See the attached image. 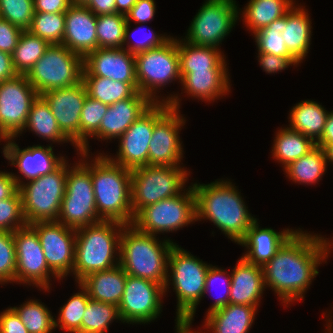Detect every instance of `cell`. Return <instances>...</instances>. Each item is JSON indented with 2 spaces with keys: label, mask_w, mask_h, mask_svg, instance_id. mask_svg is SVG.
<instances>
[{
  "label": "cell",
  "mask_w": 333,
  "mask_h": 333,
  "mask_svg": "<svg viewBox=\"0 0 333 333\" xmlns=\"http://www.w3.org/2000/svg\"><path fill=\"white\" fill-rule=\"evenodd\" d=\"M304 232L297 229L262 266L265 288L270 287L285 306L303 300L325 262L320 235Z\"/></svg>",
  "instance_id": "cell-1"
},
{
  "label": "cell",
  "mask_w": 333,
  "mask_h": 333,
  "mask_svg": "<svg viewBox=\"0 0 333 333\" xmlns=\"http://www.w3.org/2000/svg\"><path fill=\"white\" fill-rule=\"evenodd\" d=\"M192 186L196 221L205 219L213 222L228 239L239 244L257 219L248 211L238 188L224 179L210 184L193 183Z\"/></svg>",
  "instance_id": "cell-2"
},
{
  "label": "cell",
  "mask_w": 333,
  "mask_h": 333,
  "mask_svg": "<svg viewBox=\"0 0 333 333\" xmlns=\"http://www.w3.org/2000/svg\"><path fill=\"white\" fill-rule=\"evenodd\" d=\"M157 238L138 230L133 224L124 225L120 237L119 265L128 275L165 286L169 253L176 243L168 238L163 242Z\"/></svg>",
  "instance_id": "cell-3"
},
{
  "label": "cell",
  "mask_w": 333,
  "mask_h": 333,
  "mask_svg": "<svg viewBox=\"0 0 333 333\" xmlns=\"http://www.w3.org/2000/svg\"><path fill=\"white\" fill-rule=\"evenodd\" d=\"M97 155L89 162L98 216L102 220L132 224V170L113 163L105 153Z\"/></svg>",
  "instance_id": "cell-4"
},
{
  "label": "cell",
  "mask_w": 333,
  "mask_h": 333,
  "mask_svg": "<svg viewBox=\"0 0 333 333\" xmlns=\"http://www.w3.org/2000/svg\"><path fill=\"white\" fill-rule=\"evenodd\" d=\"M124 225L117 221L102 220L76 229L72 274L77 283L90 273L119 265L120 237Z\"/></svg>",
  "instance_id": "cell-5"
},
{
  "label": "cell",
  "mask_w": 333,
  "mask_h": 333,
  "mask_svg": "<svg viewBox=\"0 0 333 333\" xmlns=\"http://www.w3.org/2000/svg\"><path fill=\"white\" fill-rule=\"evenodd\" d=\"M209 266L210 264L193 256L177 244L171 249L164 293L166 294L170 284L174 286L177 297L176 319L193 321L197 305L202 297H205L206 273Z\"/></svg>",
  "instance_id": "cell-6"
},
{
  "label": "cell",
  "mask_w": 333,
  "mask_h": 333,
  "mask_svg": "<svg viewBox=\"0 0 333 333\" xmlns=\"http://www.w3.org/2000/svg\"><path fill=\"white\" fill-rule=\"evenodd\" d=\"M68 160L55 170L37 178L21 181L13 173L22 198V210L27 225L34 222L57 221L66 191ZM29 181V182H28Z\"/></svg>",
  "instance_id": "cell-7"
},
{
  "label": "cell",
  "mask_w": 333,
  "mask_h": 333,
  "mask_svg": "<svg viewBox=\"0 0 333 333\" xmlns=\"http://www.w3.org/2000/svg\"><path fill=\"white\" fill-rule=\"evenodd\" d=\"M79 155L82 157L81 161L71 167L68 164L66 191L57 220V222L73 229L102 221L96 209L88 161L91 156L81 151H79Z\"/></svg>",
  "instance_id": "cell-8"
},
{
  "label": "cell",
  "mask_w": 333,
  "mask_h": 333,
  "mask_svg": "<svg viewBox=\"0 0 333 333\" xmlns=\"http://www.w3.org/2000/svg\"><path fill=\"white\" fill-rule=\"evenodd\" d=\"M175 95L163 97L155 103V125L148 152L149 166L181 165L183 148L179 130L186 120L179 112L181 99Z\"/></svg>",
  "instance_id": "cell-9"
},
{
  "label": "cell",
  "mask_w": 333,
  "mask_h": 333,
  "mask_svg": "<svg viewBox=\"0 0 333 333\" xmlns=\"http://www.w3.org/2000/svg\"><path fill=\"white\" fill-rule=\"evenodd\" d=\"M183 166H142L132 169L131 205L133 216L142 208L184 191L189 172Z\"/></svg>",
  "instance_id": "cell-10"
},
{
  "label": "cell",
  "mask_w": 333,
  "mask_h": 333,
  "mask_svg": "<svg viewBox=\"0 0 333 333\" xmlns=\"http://www.w3.org/2000/svg\"><path fill=\"white\" fill-rule=\"evenodd\" d=\"M135 68L138 92L153 103L160 102L156 93L160 87L176 80L181 83L177 37L171 36L162 46L135 54Z\"/></svg>",
  "instance_id": "cell-11"
},
{
  "label": "cell",
  "mask_w": 333,
  "mask_h": 333,
  "mask_svg": "<svg viewBox=\"0 0 333 333\" xmlns=\"http://www.w3.org/2000/svg\"><path fill=\"white\" fill-rule=\"evenodd\" d=\"M83 57L66 46L50 45L26 74L39 95L49 90L76 85L82 81Z\"/></svg>",
  "instance_id": "cell-12"
},
{
  "label": "cell",
  "mask_w": 333,
  "mask_h": 333,
  "mask_svg": "<svg viewBox=\"0 0 333 333\" xmlns=\"http://www.w3.org/2000/svg\"><path fill=\"white\" fill-rule=\"evenodd\" d=\"M186 189L177 196L142 208L134 216L132 224L142 232L157 236L156 234L177 231L196 222V200L193 186Z\"/></svg>",
  "instance_id": "cell-13"
},
{
  "label": "cell",
  "mask_w": 333,
  "mask_h": 333,
  "mask_svg": "<svg viewBox=\"0 0 333 333\" xmlns=\"http://www.w3.org/2000/svg\"><path fill=\"white\" fill-rule=\"evenodd\" d=\"M236 1L206 0L187 30L184 41L198 46L219 48L239 20Z\"/></svg>",
  "instance_id": "cell-14"
},
{
  "label": "cell",
  "mask_w": 333,
  "mask_h": 333,
  "mask_svg": "<svg viewBox=\"0 0 333 333\" xmlns=\"http://www.w3.org/2000/svg\"><path fill=\"white\" fill-rule=\"evenodd\" d=\"M38 95L26 75L18 74L0 82V142L24 132L32 103Z\"/></svg>",
  "instance_id": "cell-15"
},
{
  "label": "cell",
  "mask_w": 333,
  "mask_h": 333,
  "mask_svg": "<svg viewBox=\"0 0 333 333\" xmlns=\"http://www.w3.org/2000/svg\"><path fill=\"white\" fill-rule=\"evenodd\" d=\"M13 238L16 249L15 282L30 286L33 284L49 292L51 276L58 280L60 278L48 267L36 231L26 225L15 230Z\"/></svg>",
  "instance_id": "cell-16"
},
{
  "label": "cell",
  "mask_w": 333,
  "mask_h": 333,
  "mask_svg": "<svg viewBox=\"0 0 333 333\" xmlns=\"http://www.w3.org/2000/svg\"><path fill=\"white\" fill-rule=\"evenodd\" d=\"M164 286L127 274L125 289L118 305L123 323L147 324L162 312Z\"/></svg>",
  "instance_id": "cell-17"
},
{
  "label": "cell",
  "mask_w": 333,
  "mask_h": 333,
  "mask_svg": "<svg viewBox=\"0 0 333 333\" xmlns=\"http://www.w3.org/2000/svg\"><path fill=\"white\" fill-rule=\"evenodd\" d=\"M48 267L62 280L73 272L76 229L57 221L34 222ZM62 278V279H61Z\"/></svg>",
  "instance_id": "cell-18"
},
{
  "label": "cell",
  "mask_w": 333,
  "mask_h": 333,
  "mask_svg": "<svg viewBox=\"0 0 333 333\" xmlns=\"http://www.w3.org/2000/svg\"><path fill=\"white\" fill-rule=\"evenodd\" d=\"M41 96L48 103L61 132L79 151L80 117L84 101L88 96L83 81L71 87L49 90Z\"/></svg>",
  "instance_id": "cell-19"
},
{
  "label": "cell",
  "mask_w": 333,
  "mask_h": 333,
  "mask_svg": "<svg viewBox=\"0 0 333 333\" xmlns=\"http://www.w3.org/2000/svg\"><path fill=\"white\" fill-rule=\"evenodd\" d=\"M155 125L153 103L119 138L115 158L105 155L110 161L128 169L148 165L149 143Z\"/></svg>",
  "instance_id": "cell-20"
},
{
  "label": "cell",
  "mask_w": 333,
  "mask_h": 333,
  "mask_svg": "<svg viewBox=\"0 0 333 333\" xmlns=\"http://www.w3.org/2000/svg\"><path fill=\"white\" fill-rule=\"evenodd\" d=\"M82 76L137 83L135 55L124 48H97L83 58Z\"/></svg>",
  "instance_id": "cell-21"
},
{
  "label": "cell",
  "mask_w": 333,
  "mask_h": 333,
  "mask_svg": "<svg viewBox=\"0 0 333 333\" xmlns=\"http://www.w3.org/2000/svg\"><path fill=\"white\" fill-rule=\"evenodd\" d=\"M14 138H7L3 146L4 157L11 166L18 168L23 178L31 180L55 170L64 160V156H56L52 144L48 146L33 145L20 149Z\"/></svg>",
  "instance_id": "cell-22"
},
{
  "label": "cell",
  "mask_w": 333,
  "mask_h": 333,
  "mask_svg": "<svg viewBox=\"0 0 333 333\" xmlns=\"http://www.w3.org/2000/svg\"><path fill=\"white\" fill-rule=\"evenodd\" d=\"M97 16L84 4H72L65 12L62 45L83 58L97 49Z\"/></svg>",
  "instance_id": "cell-23"
},
{
  "label": "cell",
  "mask_w": 333,
  "mask_h": 333,
  "mask_svg": "<svg viewBox=\"0 0 333 333\" xmlns=\"http://www.w3.org/2000/svg\"><path fill=\"white\" fill-rule=\"evenodd\" d=\"M152 104L146 95L137 92L131 98L110 105L92 138L118 139Z\"/></svg>",
  "instance_id": "cell-24"
},
{
  "label": "cell",
  "mask_w": 333,
  "mask_h": 333,
  "mask_svg": "<svg viewBox=\"0 0 333 333\" xmlns=\"http://www.w3.org/2000/svg\"><path fill=\"white\" fill-rule=\"evenodd\" d=\"M264 290L262 266L250 263L241 256L232 269L229 303L258 308Z\"/></svg>",
  "instance_id": "cell-25"
},
{
  "label": "cell",
  "mask_w": 333,
  "mask_h": 333,
  "mask_svg": "<svg viewBox=\"0 0 333 333\" xmlns=\"http://www.w3.org/2000/svg\"><path fill=\"white\" fill-rule=\"evenodd\" d=\"M259 226L258 220H256L239 245L247 249V252L242 255L246 261L263 266L296 230L285 228L281 232H276L272 228H260Z\"/></svg>",
  "instance_id": "cell-26"
},
{
  "label": "cell",
  "mask_w": 333,
  "mask_h": 333,
  "mask_svg": "<svg viewBox=\"0 0 333 333\" xmlns=\"http://www.w3.org/2000/svg\"><path fill=\"white\" fill-rule=\"evenodd\" d=\"M308 10L294 5L281 17V34L288 51L301 63L307 56L311 44L312 26Z\"/></svg>",
  "instance_id": "cell-27"
},
{
  "label": "cell",
  "mask_w": 333,
  "mask_h": 333,
  "mask_svg": "<svg viewBox=\"0 0 333 333\" xmlns=\"http://www.w3.org/2000/svg\"><path fill=\"white\" fill-rule=\"evenodd\" d=\"M127 274L117 265L108 270L88 274L78 283L87 291L89 298L119 305L125 289Z\"/></svg>",
  "instance_id": "cell-28"
},
{
  "label": "cell",
  "mask_w": 333,
  "mask_h": 333,
  "mask_svg": "<svg viewBox=\"0 0 333 333\" xmlns=\"http://www.w3.org/2000/svg\"><path fill=\"white\" fill-rule=\"evenodd\" d=\"M181 80L192 71H228L226 57L219 48L198 46L177 39Z\"/></svg>",
  "instance_id": "cell-29"
},
{
  "label": "cell",
  "mask_w": 333,
  "mask_h": 333,
  "mask_svg": "<svg viewBox=\"0 0 333 333\" xmlns=\"http://www.w3.org/2000/svg\"><path fill=\"white\" fill-rule=\"evenodd\" d=\"M228 71H192L182 80V89L188 96L210 102L230 91Z\"/></svg>",
  "instance_id": "cell-30"
},
{
  "label": "cell",
  "mask_w": 333,
  "mask_h": 333,
  "mask_svg": "<svg viewBox=\"0 0 333 333\" xmlns=\"http://www.w3.org/2000/svg\"><path fill=\"white\" fill-rule=\"evenodd\" d=\"M257 311L254 306L229 303L206 315L204 326L212 333H248Z\"/></svg>",
  "instance_id": "cell-31"
},
{
  "label": "cell",
  "mask_w": 333,
  "mask_h": 333,
  "mask_svg": "<svg viewBox=\"0 0 333 333\" xmlns=\"http://www.w3.org/2000/svg\"><path fill=\"white\" fill-rule=\"evenodd\" d=\"M329 112L313 100L301 101L290 110L289 128L312 139L321 138Z\"/></svg>",
  "instance_id": "cell-32"
},
{
  "label": "cell",
  "mask_w": 333,
  "mask_h": 333,
  "mask_svg": "<svg viewBox=\"0 0 333 333\" xmlns=\"http://www.w3.org/2000/svg\"><path fill=\"white\" fill-rule=\"evenodd\" d=\"M295 0H250L241 11L243 21L254 34L274 20L285 16L296 4Z\"/></svg>",
  "instance_id": "cell-33"
},
{
  "label": "cell",
  "mask_w": 333,
  "mask_h": 333,
  "mask_svg": "<svg viewBox=\"0 0 333 333\" xmlns=\"http://www.w3.org/2000/svg\"><path fill=\"white\" fill-rule=\"evenodd\" d=\"M273 143L272 156L283 165V169L316 147L312 139L289 127L278 130Z\"/></svg>",
  "instance_id": "cell-34"
},
{
  "label": "cell",
  "mask_w": 333,
  "mask_h": 333,
  "mask_svg": "<svg viewBox=\"0 0 333 333\" xmlns=\"http://www.w3.org/2000/svg\"><path fill=\"white\" fill-rule=\"evenodd\" d=\"M90 98L106 105L133 97L138 92L137 83L114 81L100 76H82Z\"/></svg>",
  "instance_id": "cell-35"
},
{
  "label": "cell",
  "mask_w": 333,
  "mask_h": 333,
  "mask_svg": "<svg viewBox=\"0 0 333 333\" xmlns=\"http://www.w3.org/2000/svg\"><path fill=\"white\" fill-rule=\"evenodd\" d=\"M26 128L34 132V134L39 135L38 137L52 141L53 143H72L61 132L48 103L41 95H38L32 103L24 130Z\"/></svg>",
  "instance_id": "cell-36"
},
{
  "label": "cell",
  "mask_w": 333,
  "mask_h": 333,
  "mask_svg": "<svg viewBox=\"0 0 333 333\" xmlns=\"http://www.w3.org/2000/svg\"><path fill=\"white\" fill-rule=\"evenodd\" d=\"M327 164L324 149L316 146L308 154L291 162L284 168V172L287 174L286 177L295 183L311 185L322 179Z\"/></svg>",
  "instance_id": "cell-37"
},
{
  "label": "cell",
  "mask_w": 333,
  "mask_h": 333,
  "mask_svg": "<svg viewBox=\"0 0 333 333\" xmlns=\"http://www.w3.org/2000/svg\"><path fill=\"white\" fill-rule=\"evenodd\" d=\"M50 45L29 30L23 31L12 55L15 71L26 75Z\"/></svg>",
  "instance_id": "cell-38"
},
{
  "label": "cell",
  "mask_w": 333,
  "mask_h": 333,
  "mask_svg": "<svg viewBox=\"0 0 333 333\" xmlns=\"http://www.w3.org/2000/svg\"><path fill=\"white\" fill-rule=\"evenodd\" d=\"M19 316L29 333H52L55 318L45 304L30 299L20 307H11Z\"/></svg>",
  "instance_id": "cell-39"
},
{
  "label": "cell",
  "mask_w": 333,
  "mask_h": 333,
  "mask_svg": "<svg viewBox=\"0 0 333 333\" xmlns=\"http://www.w3.org/2000/svg\"><path fill=\"white\" fill-rule=\"evenodd\" d=\"M113 320L122 322L118 306L89 299L82 318V333H106Z\"/></svg>",
  "instance_id": "cell-40"
},
{
  "label": "cell",
  "mask_w": 333,
  "mask_h": 333,
  "mask_svg": "<svg viewBox=\"0 0 333 333\" xmlns=\"http://www.w3.org/2000/svg\"><path fill=\"white\" fill-rule=\"evenodd\" d=\"M78 286L82 291L73 294L67 303L60 307L58 319H55V329L59 326V329L66 332L82 333V318L90 298L79 283Z\"/></svg>",
  "instance_id": "cell-41"
},
{
  "label": "cell",
  "mask_w": 333,
  "mask_h": 333,
  "mask_svg": "<svg viewBox=\"0 0 333 333\" xmlns=\"http://www.w3.org/2000/svg\"><path fill=\"white\" fill-rule=\"evenodd\" d=\"M126 24L120 13L97 16V48H123Z\"/></svg>",
  "instance_id": "cell-42"
},
{
  "label": "cell",
  "mask_w": 333,
  "mask_h": 333,
  "mask_svg": "<svg viewBox=\"0 0 333 333\" xmlns=\"http://www.w3.org/2000/svg\"><path fill=\"white\" fill-rule=\"evenodd\" d=\"M29 31L49 45H60L65 33V13L35 12Z\"/></svg>",
  "instance_id": "cell-43"
},
{
  "label": "cell",
  "mask_w": 333,
  "mask_h": 333,
  "mask_svg": "<svg viewBox=\"0 0 333 333\" xmlns=\"http://www.w3.org/2000/svg\"><path fill=\"white\" fill-rule=\"evenodd\" d=\"M109 105L86 97L80 117V149L84 153H90L88 137H92L100 127V123L107 112Z\"/></svg>",
  "instance_id": "cell-44"
},
{
  "label": "cell",
  "mask_w": 333,
  "mask_h": 333,
  "mask_svg": "<svg viewBox=\"0 0 333 333\" xmlns=\"http://www.w3.org/2000/svg\"><path fill=\"white\" fill-rule=\"evenodd\" d=\"M258 53L294 57L287 49L281 34V18L254 33Z\"/></svg>",
  "instance_id": "cell-45"
},
{
  "label": "cell",
  "mask_w": 333,
  "mask_h": 333,
  "mask_svg": "<svg viewBox=\"0 0 333 333\" xmlns=\"http://www.w3.org/2000/svg\"><path fill=\"white\" fill-rule=\"evenodd\" d=\"M34 13V0H0V18L23 31L30 29Z\"/></svg>",
  "instance_id": "cell-46"
},
{
  "label": "cell",
  "mask_w": 333,
  "mask_h": 333,
  "mask_svg": "<svg viewBox=\"0 0 333 333\" xmlns=\"http://www.w3.org/2000/svg\"><path fill=\"white\" fill-rule=\"evenodd\" d=\"M26 225L19 190L12 197L0 200V231L14 232Z\"/></svg>",
  "instance_id": "cell-47"
},
{
  "label": "cell",
  "mask_w": 333,
  "mask_h": 333,
  "mask_svg": "<svg viewBox=\"0 0 333 333\" xmlns=\"http://www.w3.org/2000/svg\"><path fill=\"white\" fill-rule=\"evenodd\" d=\"M16 249L13 232L0 231V284L15 283Z\"/></svg>",
  "instance_id": "cell-48"
},
{
  "label": "cell",
  "mask_w": 333,
  "mask_h": 333,
  "mask_svg": "<svg viewBox=\"0 0 333 333\" xmlns=\"http://www.w3.org/2000/svg\"><path fill=\"white\" fill-rule=\"evenodd\" d=\"M221 282L224 283L225 286L224 292L219 297H217L208 308L207 314H210L213 311L223 308L224 306L229 304L230 297V286H231V274H228L226 270L213 266L212 264L209 266V269L206 273V281H205V290L204 295L211 290L209 289L211 286H214L216 283ZM219 284V283H218ZM220 285V284H219ZM210 290V291H209Z\"/></svg>",
  "instance_id": "cell-49"
},
{
  "label": "cell",
  "mask_w": 333,
  "mask_h": 333,
  "mask_svg": "<svg viewBox=\"0 0 333 333\" xmlns=\"http://www.w3.org/2000/svg\"><path fill=\"white\" fill-rule=\"evenodd\" d=\"M139 26H138V29H136L137 27H135L136 31H140L139 30L140 28H141V31H145V30H142L141 25H139ZM130 28H131L130 23L127 22L126 27H125V35H124V45L126 47L124 46L123 48L134 55L139 52H143V51H147L149 49L160 47L171 38L169 35L167 36L165 34L162 35L159 33L157 35L154 30L153 31L148 30V31H150L149 34L146 35L147 32L144 33L142 38H140L138 41L136 40V42L134 44H131L130 43L131 41H129V39H130V36H132V33H130V32H133V34H134L135 30H131Z\"/></svg>",
  "instance_id": "cell-50"
},
{
  "label": "cell",
  "mask_w": 333,
  "mask_h": 333,
  "mask_svg": "<svg viewBox=\"0 0 333 333\" xmlns=\"http://www.w3.org/2000/svg\"><path fill=\"white\" fill-rule=\"evenodd\" d=\"M257 57L263 71L269 74L281 72L289 66H297L300 63L295 57L275 56L267 53H258Z\"/></svg>",
  "instance_id": "cell-51"
},
{
  "label": "cell",
  "mask_w": 333,
  "mask_h": 333,
  "mask_svg": "<svg viewBox=\"0 0 333 333\" xmlns=\"http://www.w3.org/2000/svg\"><path fill=\"white\" fill-rule=\"evenodd\" d=\"M23 30L0 18V51L12 54Z\"/></svg>",
  "instance_id": "cell-52"
},
{
  "label": "cell",
  "mask_w": 333,
  "mask_h": 333,
  "mask_svg": "<svg viewBox=\"0 0 333 333\" xmlns=\"http://www.w3.org/2000/svg\"><path fill=\"white\" fill-rule=\"evenodd\" d=\"M156 10L154 0H137L131 10L126 14V20L131 24V20L136 24H145L153 19Z\"/></svg>",
  "instance_id": "cell-53"
},
{
  "label": "cell",
  "mask_w": 333,
  "mask_h": 333,
  "mask_svg": "<svg viewBox=\"0 0 333 333\" xmlns=\"http://www.w3.org/2000/svg\"><path fill=\"white\" fill-rule=\"evenodd\" d=\"M0 331L3 333H29L11 307L0 314Z\"/></svg>",
  "instance_id": "cell-54"
},
{
  "label": "cell",
  "mask_w": 333,
  "mask_h": 333,
  "mask_svg": "<svg viewBox=\"0 0 333 333\" xmlns=\"http://www.w3.org/2000/svg\"><path fill=\"white\" fill-rule=\"evenodd\" d=\"M71 5V0H34V11L44 13H65Z\"/></svg>",
  "instance_id": "cell-55"
},
{
  "label": "cell",
  "mask_w": 333,
  "mask_h": 333,
  "mask_svg": "<svg viewBox=\"0 0 333 333\" xmlns=\"http://www.w3.org/2000/svg\"><path fill=\"white\" fill-rule=\"evenodd\" d=\"M18 190L13 173L0 171V200L12 197Z\"/></svg>",
  "instance_id": "cell-56"
},
{
  "label": "cell",
  "mask_w": 333,
  "mask_h": 333,
  "mask_svg": "<svg viewBox=\"0 0 333 333\" xmlns=\"http://www.w3.org/2000/svg\"><path fill=\"white\" fill-rule=\"evenodd\" d=\"M84 5L96 16L116 13L115 0H88Z\"/></svg>",
  "instance_id": "cell-57"
},
{
  "label": "cell",
  "mask_w": 333,
  "mask_h": 333,
  "mask_svg": "<svg viewBox=\"0 0 333 333\" xmlns=\"http://www.w3.org/2000/svg\"><path fill=\"white\" fill-rule=\"evenodd\" d=\"M17 75L18 73L15 71L12 62V55L7 52L0 51V82L10 80Z\"/></svg>",
  "instance_id": "cell-58"
},
{
  "label": "cell",
  "mask_w": 333,
  "mask_h": 333,
  "mask_svg": "<svg viewBox=\"0 0 333 333\" xmlns=\"http://www.w3.org/2000/svg\"><path fill=\"white\" fill-rule=\"evenodd\" d=\"M333 143V111L329 112L324 131L321 138L316 142V146L325 149L329 144Z\"/></svg>",
  "instance_id": "cell-59"
},
{
  "label": "cell",
  "mask_w": 333,
  "mask_h": 333,
  "mask_svg": "<svg viewBox=\"0 0 333 333\" xmlns=\"http://www.w3.org/2000/svg\"><path fill=\"white\" fill-rule=\"evenodd\" d=\"M116 2V13L126 15L137 0H115Z\"/></svg>",
  "instance_id": "cell-60"
},
{
  "label": "cell",
  "mask_w": 333,
  "mask_h": 333,
  "mask_svg": "<svg viewBox=\"0 0 333 333\" xmlns=\"http://www.w3.org/2000/svg\"><path fill=\"white\" fill-rule=\"evenodd\" d=\"M175 321L177 333H200L198 330L194 332L191 330L190 326L192 325V322L186 321L185 319H175Z\"/></svg>",
  "instance_id": "cell-61"
},
{
  "label": "cell",
  "mask_w": 333,
  "mask_h": 333,
  "mask_svg": "<svg viewBox=\"0 0 333 333\" xmlns=\"http://www.w3.org/2000/svg\"><path fill=\"white\" fill-rule=\"evenodd\" d=\"M320 238H321V242H322V245H323L325 261H326V259L329 256L328 254H330V252H331L330 250H332L331 248H333V239L331 240L332 241L331 242V241L328 240L329 238H325V237H321V236H320Z\"/></svg>",
  "instance_id": "cell-62"
},
{
  "label": "cell",
  "mask_w": 333,
  "mask_h": 333,
  "mask_svg": "<svg viewBox=\"0 0 333 333\" xmlns=\"http://www.w3.org/2000/svg\"><path fill=\"white\" fill-rule=\"evenodd\" d=\"M325 154L327 158V163L333 164V143L329 144L325 149Z\"/></svg>",
  "instance_id": "cell-63"
},
{
  "label": "cell",
  "mask_w": 333,
  "mask_h": 333,
  "mask_svg": "<svg viewBox=\"0 0 333 333\" xmlns=\"http://www.w3.org/2000/svg\"><path fill=\"white\" fill-rule=\"evenodd\" d=\"M72 4H85L88 0H71Z\"/></svg>",
  "instance_id": "cell-64"
}]
</instances>
